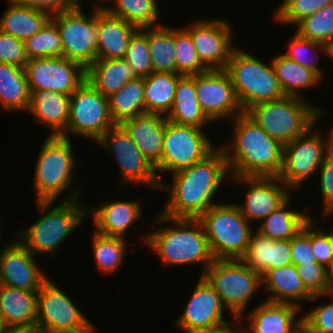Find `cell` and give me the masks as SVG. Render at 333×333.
Instances as JSON below:
<instances>
[{"label":"cell","mask_w":333,"mask_h":333,"mask_svg":"<svg viewBox=\"0 0 333 333\" xmlns=\"http://www.w3.org/2000/svg\"><path fill=\"white\" fill-rule=\"evenodd\" d=\"M171 175V187L164 180L161 182L160 190L170 189V196L160 213L171 218L188 219H198L218 204L212 202L214 195L224 178H230L227 160L220 147L204 160Z\"/></svg>","instance_id":"1"},{"label":"cell","mask_w":333,"mask_h":333,"mask_svg":"<svg viewBox=\"0 0 333 333\" xmlns=\"http://www.w3.org/2000/svg\"><path fill=\"white\" fill-rule=\"evenodd\" d=\"M320 170V189L323 202V217L325 218L333 210V158L325 157Z\"/></svg>","instance_id":"52"},{"label":"cell","mask_w":333,"mask_h":333,"mask_svg":"<svg viewBox=\"0 0 333 333\" xmlns=\"http://www.w3.org/2000/svg\"><path fill=\"white\" fill-rule=\"evenodd\" d=\"M96 26L98 30L97 58H124L128 42L138 28L99 6H96Z\"/></svg>","instance_id":"25"},{"label":"cell","mask_w":333,"mask_h":333,"mask_svg":"<svg viewBox=\"0 0 333 333\" xmlns=\"http://www.w3.org/2000/svg\"><path fill=\"white\" fill-rule=\"evenodd\" d=\"M304 98L285 96L274 101L259 102L244 112L269 136L283 146L305 134L323 111L320 107L306 103Z\"/></svg>","instance_id":"6"},{"label":"cell","mask_w":333,"mask_h":333,"mask_svg":"<svg viewBox=\"0 0 333 333\" xmlns=\"http://www.w3.org/2000/svg\"><path fill=\"white\" fill-rule=\"evenodd\" d=\"M166 116L145 113L124 120L120 125L132 138L143 156L156 166L162 156Z\"/></svg>","instance_id":"24"},{"label":"cell","mask_w":333,"mask_h":333,"mask_svg":"<svg viewBox=\"0 0 333 333\" xmlns=\"http://www.w3.org/2000/svg\"><path fill=\"white\" fill-rule=\"evenodd\" d=\"M114 124L109 113L108 98L85 80L70 95L65 137L79 135L97 142Z\"/></svg>","instance_id":"12"},{"label":"cell","mask_w":333,"mask_h":333,"mask_svg":"<svg viewBox=\"0 0 333 333\" xmlns=\"http://www.w3.org/2000/svg\"><path fill=\"white\" fill-rule=\"evenodd\" d=\"M97 142L113 153L121 173L120 184L139 183L160 190L161 175H157L155 166L143 156L120 124H114Z\"/></svg>","instance_id":"13"},{"label":"cell","mask_w":333,"mask_h":333,"mask_svg":"<svg viewBox=\"0 0 333 333\" xmlns=\"http://www.w3.org/2000/svg\"><path fill=\"white\" fill-rule=\"evenodd\" d=\"M140 201H109L88 208L87 215H93L95 232L104 236L125 238L129 227L140 220L142 206ZM126 233V234H125Z\"/></svg>","instance_id":"23"},{"label":"cell","mask_w":333,"mask_h":333,"mask_svg":"<svg viewBox=\"0 0 333 333\" xmlns=\"http://www.w3.org/2000/svg\"><path fill=\"white\" fill-rule=\"evenodd\" d=\"M109 113L115 124L145 114L144 77L128 81L108 97Z\"/></svg>","instance_id":"36"},{"label":"cell","mask_w":333,"mask_h":333,"mask_svg":"<svg viewBox=\"0 0 333 333\" xmlns=\"http://www.w3.org/2000/svg\"><path fill=\"white\" fill-rule=\"evenodd\" d=\"M294 333H311L303 324L300 325Z\"/></svg>","instance_id":"62"},{"label":"cell","mask_w":333,"mask_h":333,"mask_svg":"<svg viewBox=\"0 0 333 333\" xmlns=\"http://www.w3.org/2000/svg\"><path fill=\"white\" fill-rule=\"evenodd\" d=\"M203 128L166 120L163 149L156 173H175L204 160L217 146L208 139Z\"/></svg>","instance_id":"10"},{"label":"cell","mask_w":333,"mask_h":333,"mask_svg":"<svg viewBox=\"0 0 333 333\" xmlns=\"http://www.w3.org/2000/svg\"><path fill=\"white\" fill-rule=\"evenodd\" d=\"M198 220L215 259H241L254 230L237 204L213 205Z\"/></svg>","instance_id":"8"},{"label":"cell","mask_w":333,"mask_h":333,"mask_svg":"<svg viewBox=\"0 0 333 333\" xmlns=\"http://www.w3.org/2000/svg\"><path fill=\"white\" fill-rule=\"evenodd\" d=\"M331 130L328 131L330 134H327L325 136V148H326V156L333 158V126L330 128Z\"/></svg>","instance_id":"57"},{"label":"cell","mask_w":333,"mask_h":333,"mask_svg":"<svg viewBox=\"0 0 333 333\" xmlns=\"http://www.w3.org/2000/svg\"><path fill=\"white\" fill-rule=\"evenodd\" d=\"M5 333H42L37 326H8Z\"/></svg>","instance_id":"56"},{"label":"cell","mask_w":333,"mask_h":333,"mask_svg":"<svg viewBox=\"0 0 333 333\" xmlns=\"http://www.w3.org/2000/svg\"><path fill=\"white\" fill-rule=\"evenodd\" d=\"M300 307L289 303L261 302L256 308L242 315L238 320H248L245 333H294L302 325V318L296 319Z\"/></svg>","instance_id":"22"},{"label":"cell","mask_w":333,"mask_h":333,"mask_svg":"<svg viewBox=\"0 0 333 333\" xmlns=\"http://www.w3.org/2000/svg\"><path fill=\"white\" fill-rule=\"evenodd\" d=\"M73 154L70 138L50 135L46 138L34 169L36 201H55L65 191L68 197L65 196L64 201L80 198L78 196L82 189L70 190L73 178H76L73 172L79 164Z\"/></svg>","instance_id":"5"},{"label":"cell","mask_w":333,"mask_h":333,"mask_svg":"<svg viewBox=\"0 0 333 333\" xmlns=\"http://www.w3.org/2000/svg\"><path fill=\"white\" fill-rule=\"evenodd\" d=\"M18 2L30 6L33 9L57 14L64 10L73 8L81 0H17Z\"/></svg>","instance_id":"54"},{"label":"cell","mask_w":333,"mask_h":333,"mask_svg":"<svg viewBox=\"0 0 333 333\" xmlns=\"http://www.w3.org/2000/svg\"><path fill=\"white\" fill-rule=\"evenodd\" d=\"M291 259L295 266L316 262L311 246V219L291 238Z\"/></svg>","instance_id":"49"},{"label":"cell","mask_w":333,"mask_h":333,"mask_svg":"<svg viewBox=\"0 0 333 333\" xmlns=\"http://www.w3.org/2000/svg\"><path fill=\"white\" fill-rule=\"evenodd\" d=\"M192 296L186 303L184 312L175 322L184 333H195L198 331L214 330L226 324L224 320V310L226 306L220 296L209 284V282L200 276Z\"/></svg>","instance_id":"19"},{"label":"cell","mask_w":333,"mask_h":333,"mask_svg":"<svg viewBox=\"0 0 333 333\" xmlns=\"http://www.w3.org/2000/svg\"><path fill=\"white\" fill-rule=\"evenodd\" d=\"M327 280L329 286V292H333V260L327 267Z\"/></svg>","instance_id":"58"},{"label":"cell","mask_w":333,"mask_h":333,"mask_svg":"<svg viewBox=\"0 0 333 333\" xmlns=\"http://www.w3.org/2000/svg\"><path fill=\"white\" fill-rule=\"evenodd\" d=\"M311 50L313 52L315 51L314 54L317 53V55V51L320 53L322 52L323 55H327L326 44L312 41L310 39H305L295 32L292 38L288 41L287 52L283 53V55L291 60H294L295 62H298L303 67H306L307 69L315 72L322 79L324 73L316 64L318 57L317 55L315 57L316 59L314 56L312 57V54H310L312 53Z\"/></svg>","instance_id":"44"},{"label":"cell","mask_w":333,"mask_h":333,"mask_svg":"<svg viewBox=\"0 0 333 333\" xmlns=\"http://www.w3.org/2000/svg\"><path fill=\"white\" fill-rule=\"evenodd\" d=\"M0 252V284L38 292L48 279L35 261L36 256L16 237Z\"/></svg>","instance_id":"20"},{"label":"cell","mask_w":333,"mask_h":333,"mask_svg":"<svg viewBox=\"0 0 333 333\" xmlns=\"http://www.w3.org/2000/svg\"><path fill=\"white\" fill-rule=\"evenodd\" d=\"M269 64L242 49L233 51L225 70L243 111L256 103L285 97L271 61Z\"/></svg>","instance_id":"7"},{"label":"cell","mask_w":333,"mask_h":333,"mask_svg":"<svg viewBox=\"0 0 333 333\" xmlns=\"http://www.w3.org/2000/svg\"><path fill=\"white\" fill-rule=\"evenodd\" d=\"M264 290L269 293L266 301L274 303H289L301 307L300 300L309 301L312 295L306 290L293 264L268 270L262 277ZM271 293V295H270Z\"/></svg>","instance_id":"27"},{"label":"cell","mask_w":333,"mask_h":333,"mask_svg":"<svg viewBox=\"0 0 333 333\" xmlns=\"http://www.w3.org/2000/svg\"><path fill=\"white\" fill-rule=\"evenodd\" d=\"M327 47V56L333 60V39L326 44Z\"/></svg>","instance_id":"60"},{"label":"cell","mask_w":333,"mask_h":333,"mask_svg":"<svg viewBox=\"0 0 333 333\" xmlns=\"http://www.w3.org/2000/svg\"><path fill=\"white\" fill-rule=\"evenodd\" d=\"M202 276L220 296L233 319L245 313L250 298L262 285L261 275L241 259H215Z\"/></svg>","instance_id":"9"},{"label":"cell","mask_w":333,"mask_h":333,"mask_svg":"<svg viewBox=\"0 0 333 333\" xmlns=\"http://www.w3.org/2000/svg\"><path fill=\"white\" fill-rule=\"evenodd\" d=\"M289 197L280 207L272 211L259 225L257 231L272 240H288L294 237L311 219L309 213L290 209ZM289 207V208H288Z\"/></svg>","instance_id":"35"},{"label":"cell","mask_w":333,"mask_h":333,"mask_svg":"<svg viewBox=\"0 0 333 333\" xmlns=\"http://www.w3.org/2000/svg\"><path fill=\"white\" fill-rule=\"evenodd\" d=\"M313 126L283 146V166L279 180L290 190L302 185L319 171L326 157L325 138Z\"/></svg>","instance_id":"14"},{"label":"cell","mask_w":333,"mask_h":333,"mask_svg":"<svg viewBox=\"0 0 333 333\" xmlns=\"http://www.w3.org/2000/svg\"><path fill=\"white\" fill-rule=\"evenodd\" d=\"M275 75L285 96L303 98L301 89H309L318 85L322 79L313 71L283 54L271 58Z\"/></svg>","instance_id":"34"},{"label":"cell","mask_w":333,"mask_h":333,"mask_svg":"<svg viewBox=\"0 0 333 333\" xmlns=\"http://www.w3.org/2000/svg\"><path fill=\"white\" fill-rule=\"evenodd\" d=\"M89 16L83 12L79 1L73 8L52 15L62 41V56L76 61L87 68L97 59L98 30L96 26V6Z\"/></svg>","instance_id":"11"},{"label":"cell","mask_w":333,"mask_h":333,"mask_svg":"<svg viewBox=\"0 0 333 333\" xmlns=\"http://www.w3.org/2000/svg\"><path fill=\"white\" fill-rule=\"evenodd\" d=\"M28 60L24 42L0 31V63L25 68Z\"/></svg>","instance_id":"50"},{"label":"cell","mask_w":333,"mask_h":333,"mask_svg":"<svg viewBox=\"0 0 333 333\" xmlns=\"http://www.w3.org/2000/svg\"><path fill=\"white\" fill-rule=\"evenodd\" d=\"M31 91L25 69L7 63H0V103L6 111H27Z\"/></svg>","instance_id":"32"},{"label":"cell","mask_w":333,"mask_h":333,"mask_svg":"<svg viewBox=\"0 0 333 333\" xmlns=\"http://www.w3.org/2000/svg\"><path fill=\"white\" fill-rule=\"evenodd\" d=\"M314 218L311 217V246L313 254L316 258V262L325 266L330 265L333 260V227L330 228V232H324L323 230L315 229Z\"/></svg>","instance_id":"51"},{"label":"cell","mask_w":333,"mask_h":333,"mask_svg":"<svg viewBox=\"0 0 333 333\" xmlns=\"http://www.w3.org/2000/svg\"><path fill=\"white\" fill-rule=\"evenodd\" d=\"M8 325L5 323L4 319L0 316V333H5Z\"/></svg>","instance_id":"61"},{"label":"cell","mask_w":333,"mask_h":333,"mask_svg":"<svg viewBox=\"0 0 333 333\" xmlns=\"http://www.w3.org/2000/svg\"><path fill=\"white\" fill-rule=\"evenodd\" d=\"M148 46L153 72L177 73L175 27L164 24L148 27Z\"/></svg>","instance_id":"37"},{"label":"cell","mask_w":333,"mask_h":333,"mask_svg":"<svg viewBox=\"0 0 333 333\" xmlns=\"http://www.w3.org/2000/svg\"><path fill=\"white\" fill-rule=\"evenodd\" d=\"M232 141L223 144L231 177H279L283 145L243 112L231 120Z\"/></svg>","instance_id":"2"},{"label":"cell","mask_w":333,"mask_h":333,"mask_svg":"<svg viewBox=\"0 0 333 333\" xmlns=\"http://www.w3.org/2000/svg\"><path fill=\"white\" fill-rule=\"evenodd\" d=\"M24 69L30 91L71 95L86 80V68L63 56L29 59Z\"/></svg>","instance_id":"16"},{"label":"cell","mask_w":333,"mask_h":333,"mask_svg":"<svg viewBox=\"0 0 333 333\" xmlns=\"http://www.w3.org/2000/svg\"><path fill=\"white\" fill-rule=\"evenodd\" d=\"M332 3L333 0H283L274 12V20L296 26L304 18Z\"/></svg>","instance_id":"45"},{"label":"cell","mask_w":333,"mask_h":333,"mask_svg":"<svg viewBox=\"0 0 333 333\" xmlns=\"http://www.w3.org/2000/svg\"><path fill=\"white\" fill-rule=\"evenodd\" d=\"M96 329L97 328H95L94 323L91 322L87 327L83 329L76 331L59 332V333H94Z\"/></svg>","instance_id":"59"},{"label":"cell","mask_w":333,"mask_h":333,"mask_svg":"<svg viewBox=\"0 0 333 333\" xmlns=\"http://www.w3.org/2000/svg\"><path fill=\"white\" fill-rule=\"evenodd\" d=\"M92 249L96 266L102 273L118 271L124 259L129 242L123 237L104 236L93 232Z\"/></svg>","instance_id":"39"},{"label":"cell","mask_w":333,"mask_h":333,"mask_svg":"<svg viewBox=\"0 0 333 333\" xmlns=\"http://www.w3.org/2000/svg\"><path fill=\"white\" fill-rule=\"evenodd\" d=\"M6 1L9 6L0 18V31L20 41L25 42L52 19L48 12L33 9L17 0Z\"/></svg>","instance_id":"28"},{"label":"cell","mask_w":333,"mask_h":333,"mask_svg":"<svg viewBox=\"0 0 333 333\" xmlns=\"http://www.w3.org/2000/svg\"><path fill=\"white\" fill-rule=\"evenodd\" d=\"M212 19L196 20L183 28L190 34L201 63L208 70H223L236 49L233 28L224 18Z\"/></svg>","instance_id":"17"},{"label":"cell","mask_w":333,"mask_h":333,"mask_svg":"<svg viewBox=\"0 0 333 333\" xmlns=\"http://www.w3.org/2000/svg\"><path fill=\"white\" fill-rule=\"evenodd\" d=\"M91 321L77 308L51 279H47L37 292L36 326L42 333L76 331Z\"/></svg>","instance_id":"15"},{"label":"cell","mask_w":333,"mask_h":333,"mask_svg":"<svg viewBox=\"0 0 333 333\" xmlns=\"http://www.w3.org/2000/svg\"><path fill=\"white\" fill-rule=\"evenodd\" d=\"M175 59L177 73L196 75L208 69L201 63L190 34L182 27L175 28Z\"/></svg>","instance_id":"42"},{"label":"cell","mask_w":333,"mask_h":333,"mask_svg":"<svg viewBox=\"0 0 333 333\" xmlns=\"http://www.w3.org/2000/svg\"><path fill=\"white\" fill-rule=\"evenodd\" d=\"M179 73L152 72L144 77L145 113L166 116L173 105Z\"/></svg>","instance_id":"33"},{"label":"cell","mask_w":333,"mask_h":333,"mask_svg":"<svg viewBox=\"0 0 333 333\" xmlns=\"http://www.w3.org/2000/svg\"><path fill=\"white\" fill-rule=\"evenodd\" d=\"M195 88L203 112L213 123L223 118L233 119L244 112L225 69L196 74Z\"/></svg>","instance_id":"18"},{"label":"cell","mask_w":333,"mask_h":333,"mask_svg":"<svg viewBox=\"0 0 333 333\" xmlns=\"http://www.w3.org/2000/svg\"><path fill=\"white\" fill-rule=\"evenodd\" d=\"M0 316L8 326H36L37 292L0 284Z\"/></svg>","instance_id":"30"},{"label":"cell","mask_w":333,"mask_h":333,"mask_svg":"<svg viewBox=\"0 0 333 333\" xmlns=\"http://www.w3.org/2000/svg\"><path fill=\"white\" fill-rule=\"evenodd\" d=\"M230 178L236 184L248 186L243 205L237 204V206L250 223L263 221L290 197V189L278 177Z\"/></svg>","instance_id":"21"},{"label":"cell","mask_w":333,"mask_h":333,"mask_svg":"<svg viewBox=\"0 0 333 333\" xmlns=\"http://www.w3.org/2000/svg\"><path fill=\"white\" fill-rule=\"evenodd\" d=\"M241 333H245V331L242 329V326H241Z\"/></svg>","instance_id":"65"},{"label":"cell","mask_w":333,"mask_h":333,"mask_svg":"<svg viewBox=\"0 0 333 333\" xmlns=\"http://www.w3.org/2000/svg\"><path fill=\"white\" fill-rule=\"evenodd\" d=\"M241 260L261 277L270 270V238L255 230Z\"/></svg>","instance_id":"46"},{"label":"cell","mask_w":333,"mask_h":333,"mask_svg":"<svg viewBox=\"0 0 333 333\" xmlns=\"http://www.w3.org/2000/svg\"><path fill=\"white\" fill-rule=\"evenodd\" d=\"M328 295L333 297V292ZM301 318L302 324L311 333H333V302L316 305Z\"/></svg>","instance_id":"48"},{"label":"cell","mask_w":333,"mask_h":333,"mask_svg":"<svg viewBox=\"0 0 333 333\" xmlns=\"http://www.w3.org/2000/svg\"><path fill=\"white\" fill-rule=\"evenodd\" d=\"M166 120L200 128L212 122L203 112L195 88V75H183L177 83L174 102Z\"/></svg>","instance_id":"31"},{"label":"cell","mask_w":333,"mask_h":333,"mask_svg":"<svg viewBox=\"0 0 333 333\" xmlns=\"http://www.w3.org/2000/svg\"><path fill=\"white\" fill-rule=\"evenodd\" d=\"M112 5L103 4L110 14L120 17L136 28L155 27L158 23L160 10L157 0H110Z\"/></svg>","instance_id":"38"},{"label":"cell","mask_w":333,"mask_h":333,"mask_svg":"<svg viewBox=\"0 0 333 333\" xmlns=\"http://www.w3.org/2000/svg\"><path fill=\"white\" fill-rule=\"evenodd\" d=\"M296 28L303 38L328 44L333 39V3L301 20Z\"/></svg>","instance_id":"41"},{"label":"cell","mask_w":333,"mask_h":333,"mask_svg":"<svg viewBox=\"0 0 333 333\" xmlns=\"http://www.w3.org/2000/svg\"><path fill=\"white\" fill-rule=\"evenodd\" d=\"M135 78L124 58H97L86 68V80L107 98Z\"/></svg>","instance_id":"29"},{"label":"cell","mask_w":333,"mask_h":333,"mask_svg":"<svg viewBox=\"0 0 333 333\" xmlns=\"http://www.w3.org/2000/svg\"><path fill=\"white\" fill-rule=\"evenodd\" d=\"M79 201L62 200L52 209L50 207L55 201H36L42 216L26 230L18 231L16 238L36 257L40 254L56 255L57 248L88 216L87 208Z\"/></svg>","instance_id":"4"},{"label":"cell","mask_w":333,"mask_h":333,"mask_svg":"<svg viewBox=\"0 0 333 333\" xmlns=\"http://www.w3.org/2000/svg\"><path fill=\"white\" fill-rule=\"evenodd\" d=\"M124 59L136 77H146L153 72L148 46V27L138 28L132 34Z\"/></svg>","instance_id":"43"},{"label":"cell","mask_w":333,"mask_h":333,"mask_svg":"<svg viewBox=\"0 0 333 333\" xmlns=\"http://www.w3.org/2000/svg\"><path fill=\"white\" fill-rule=\"evenodd\" d=\"M70 95L54 91H31L28 112L51 131L50 136L65 137L69 120Z\"/></svg>","instance_id":"26"},{"label":"cell","mask_w":333,"mask_h":333,"mask_svg":"<svg viewBox=\"0 0 333 333\" xmlns=\"http://www.w3.org/2000/svg\"><path fill=\"white\" fill-rule=\"evenodd\" d=\"M292 264L291 239H270V270Z\"/></svg>","instance_id":"53"},{"label":"cell","mask_w":333,"mask_h":333,"mask_svg":"<svg viewBox=\"0 0 333 333\" xmlns=\"http://www.w3.org/2000/svg\"><path fill=\"white\" fill-rule=\"evenodd\" d=\"M233 333H241V327H237V329Z\"/></svg>","instance_id":"63"},{"label":"cell","mask_w":333,"mask_h":333,"mask_svg":"<svg viewBox=\"0 0 333 333\" xmlns=\"http://www.w3.org/2000/svg\"><path fill=\"white\" fill-rule=\"evenodd\" d=\"M28 59L62 56V41L57 25L50 20L41 30L24 42Z\"/></svg>","instance_id":"40"},{"label":"cell","mask_w":333,"mask_h":333,"mask_svg":"<svg viewBox=\"0 0 333 333\" xmlns=\"http://www.w3.org/2000/svg\"><path fill=\"white\" fill-rule=\"evenodd\" d=\"M298 274L306 290L313 296L310 301L326 296L329 293L327 268L318 262L299 264L296 266Z\"/></svg>","instance_id":"47"},{"label":"cell","mask_w":333,"mask_h":333,"mask_svg":"<svg viewBox=\"0 0 333 333\" xmlns=\"http://www.w3.org/2000/svg\"><path fill=\"white\" fill-rule=\"evenodd\" d=\"M155 219L156 224L172 222L173 225L148 232L141 238L142 243L158 254L165 266L204 262L200 271L202 276L215 258L201 222L198 219L171 218L162 213Z\"/></svg>","instance_id":"3"},{"label":"cell","mask_w":333,"mask_h":333,"mask_svg":"<svg viewBox=\"0 0 333 333\" xmlns=\"http://www.w3.org/2000/svg\"><path fill=\"white\" fill-rule=\"evenodd\" d=\"M331 215H333V210L326 217H329Z\"/></svg>","instance_id":"64"},{"label":"cell","mask_w":333,"mask_h":333,"mask_svg":"<svg viewBox=\"0 0 333 333\" xmlns=\"http://www.w3.org/2000/svg\"><path fill=\"white\" fill-rule=\"evenodd\" d=\"M237 322H239V320L234 319V322L232 321V323L215 328L214 330L198 331L195 333H233L237 329V327H239V325H240ZM234 327H236V328H234Z\"/></svg>","instance_id":"55"}]
</instances>
